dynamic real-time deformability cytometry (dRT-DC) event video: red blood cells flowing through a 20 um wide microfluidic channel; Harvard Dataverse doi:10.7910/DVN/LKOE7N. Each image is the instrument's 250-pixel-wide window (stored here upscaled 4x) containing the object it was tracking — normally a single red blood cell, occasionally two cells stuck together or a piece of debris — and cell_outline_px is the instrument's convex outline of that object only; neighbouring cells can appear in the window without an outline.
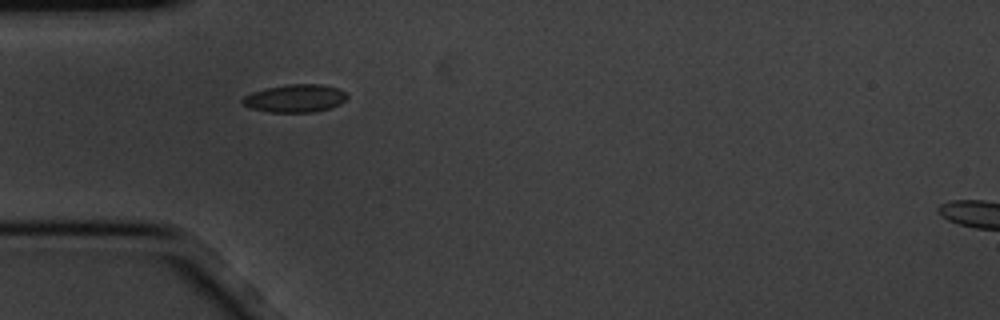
{"species": "common noctule bat (a hibernating species)", "species_latin": "Nyctalus noctula", "temperature_condition": "cold", "stored_images_in_passage": 3, "camera_frame_rate_fps": 3000, "um_per_image_px": 0.085, "animal": {"sex": "male", "body_mass_g": 20.1, "forearm_length_mm": 53.5}, "frame": {"image": 1, "passage_image": 1, "time_ms": 0.0, "image_size_px": [1000, 320], "cell_outline_px": [[348, 96], [340, 104], [316, 112], [268, 112], [248, 108], [240, 100], [244, 96], [252, 92], [264, 88], [288, 84], [320, 84], [336, 88], [344, 92]], "centroid_in_image_um": [25.03, 8.36], "position_along_channel_um": 60.0, "area_um2": 16.99}}
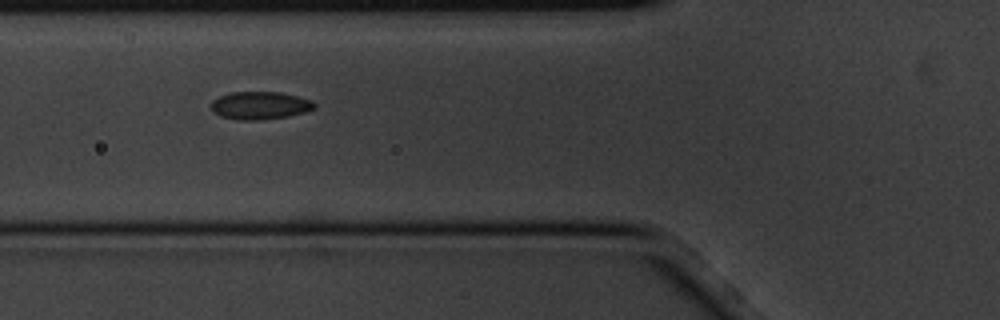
{"frame": {"image": 2, "passage_image": 2, "time_ms": 0.333, "image_size_px": [1000, 320], "cell_outline_px": [[316, 108], [304, 112], [288, 116], [260, 120], [236, 120], [220, 116], [212, 112], [208, 104], [212, 100], [220, 96], [232, 92], [280, 92], [300, 96], [312, 100], [316, 104]], "centroid_in_image_um": [22.07, 8.96], "position_along_channel_um": 103.7, "area_um2": 17.05}}
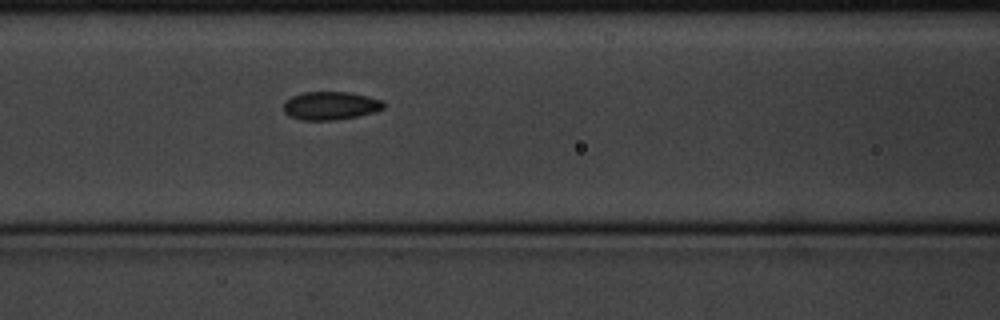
{"frame": {"image": 3, "passage_image": 3, "time_ms": 0.667, "image_size_px": [1000, 320], "cell_outline_px": [[384, 108], [376, 112], [336, 120], [300, 120], [288, 116], [284, 112], [284, 104], [292, 96], [304, 92], [348, 92], [368, 96], [380, 100], [384, 104]], "centroid_in_image_um": [28.08, 8.99], "position_along_channel_um": 138.5, "area_um2": 16.42}}